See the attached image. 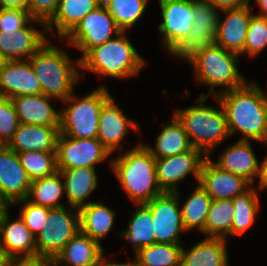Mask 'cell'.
Segmentation results:
<instances>
[{"mask_svg":"<svg viewBox=\"0 0 267 266\" xmlns=\"http://www.w3.org/2000/svg\"><path fill=\"white\" fill-rule=\"evenodd\" d=\"M3 62H4V60H3V58L0 55V69H1V66H2Z\"/></svg>","mask_w":267,"mask_h":266,"instance_id":"53","label":"cell"},{"mask_svg":"<svg viewBox=\"0 0 267 266\" xmlns=\"http://www.w3.org/2000/svg\"><path fill=\"white\" fill-rule=\"evenodd\" d=\"M111 154L97 138L74 139L59 134L56 146L57 169L96 168Z\"/></svg>","mask_w":267,"mask_h":266,"instance_id":"13","label":"cell"},{"mask_svg":"<svg viewBox=\"0 0 267 266\" xmlns=\"http://www.w3.org/2000/svg\"><path fill=\"white\" fill-rule=\"evenodd\" d=\"M152 213L155 243L182 244L181 233H186L175 193L164 192L144 203Z\"/></svg>","mask_w":267,"mask_h":266,"instance_id":"12","label":"cell"},{"mask_svg":"<svg viewBox=\"0 0 267 266\" xmlns=\"http://www.w3.org/2000/svg\"><path fill=\"white\" fill-rule=\"evenodd\" d=\"M31 179L22 167L17 152L4 146L0 150V198L10 207L26 199Z\"/></svg>","mask_w":267,"mask_h":266,"instance_id":"17","label":"cell"},{"mask_svg":"<svg viewBox=\"0 0 267 266\" xmlns=\"http://www.w3.org/2000/svg\"><path fill=\"white\" fill-rule=\"evenodd\" d=\"M17 204H22V208L19 211L20 218L36 237L47 225L48 213L51 208L35 205L27 199L19 200L13 203L11 207L16 206Z\"/></svg>","mask_w":267,"mask_h":266,"instance_id":"40","label":"cell"},{"mask_svg":"<svg viewBox=\"0 0 267 266\" xmlns=\"http://www.w3.org/2000/svg\"><path fill=\"white\" fill-rule=\"evenodd\" d=\"M9 209L0 217V251L10 258L37 255L36 237L20 216L10 220Z\"/></svg>","mask_w":267,"mask_h":266,"instance_id":"21","label":"cell"},{"mask_svg":"<svg viewBox=\"0 0 267 266\" xmlns=\"http://www.w3.org/2000/svg\"><path fill=\"white\" fill-rule=\"evenodd\" d=\"M41 85L28 60L4 61L0 69V97L39 95Z\"/></svg>","mask_w":267,"mask_h":266,"instance_id":"19","label":"cell"},{"mask_svg":"<svg viewBox=\"0 0 267 266\" xmlns=\"http://www.w3.org/2000/svg\"><path fill=\"white\" fill-rule=\"evenodd\" d=\"M135 209L128 220L125 230L119 231V238L131 243L133 252L155 243L154 222L151 210L143 204H134Z\"/></svg>","mask_w":267,"mask_h":266,"instance_id":"31","label":"cell"},{"mask_svg":"<svg viewBox=\"0 0 267 266\" xmlns=\"http://www.w3.org/2000/svg\"><path fill=\"white\" fill-rule=\"evenodd\" d=\"M64 182L65 195L69 207L80 209L91 203L87 200L98 187L95 168L57 169Z\"/></svg>","mask_w":267,"mask_h":266,"instance_id":"25","label":"cell"},{"mask_svg":"<svg viewBox=\"0 0 267 266\" xmlns=\"http://www.w3.org/2000/svg\"><path fill=\"white\" fill-rule=\"evenodd\" d=\"M80 231L100 244L109 235L116 218L115 211L101 200L91 202L79 209Z\"/></svg>","mask_w":267,"mask_h":266,"instance_id":"30","label":"cell"},{"mask_svg":"<svg viewBox=\"0 0 267 266\" xmlns=\"http://www.w3.org/2000/svg\"><path fill=\"white\" fill-rule=\"evenodd\" d=\"M259 191L252 185L247 191L232 199L235 207L231 236L243 235L255 224L260 207Z\"/></svg>","mask_w":267,"mask_h":266,"instance_id":"34","label":"cell"},{"mask_svg":"<svg viewBox=\"0 0 267 266\" xmlns=\"http://www.w3.org/2000/svg\"><path fill=\"white\" fill-rule=\"evenodd\" d=\"M32 16L28 10L19 8H1L0 9V31L18 30L25 27Z\"/></svg>","mask_w":267,"mask_h":266,"instance_id":"42","label":"cell"},{"mask_svg":"<svg viewBox=\"0 0 267 266\" xmlns=\"http://www.w3.org/2000/svg\"><path fill=\"white\" fill-rule=\"evenodd\" d=\"M9 266H53V259L43 255L11 257Z\"/></svg>","mask_w":267,"mask_h":266,"instance_id":"44","label":"cell"},{"mask_svg":"<svg viewBox=\"0 0 267 266\" xmlns=\"http://www.w3.org/2000/svg\"><path fill=\"white\" fill-rule=\"evenodd\" d=\"M64 182L59 171L54 174L31 181L27 200L48 208H60L64 205L60 199L64 195Z\"/></svg>","mask_w":267,"mask_h":266,"instance_id":"33","label":"cell"},{"mask_svg":"<svg viewBox=\"0 0 267 266\" xmlns=\"http://www.w3.org/2000/svg\"><path fill=\"white\" fill-rule=\"evenodd\" d=\"M106 252L104 251L100 257L98 258L96 264L94 266H138V263H137V260L136 258H134L133 260L134 261H127V262H124V263H118V262H113L111 261L110 257H105V254Z\"/></svg>","mask_w":267,"mask_h":266,"instance_id":"47","label":"cell"},{"mask_svg":"<svg viewBox=\"0 0 267 266\" xmlns=\"http://www.w3.org/2000/svg\"><path fill=\"white\" fill-rule=\"evenodd\" d=\"M162 22L157 26L161 43L168 53L191 34L193 0H159Z\"/></svg>","mask_w":267,"mask_h":266,"instance_id":"14","label":"cell"},{"mask_svg":"<svg viewBox=\"0 0 267 266\" xmlns=\"http://www.w3.org/2000/svg\"><path fill=\"white\" fill-rule=\"evenodd\" d=\"M208 96H200L195 105L175 109L172 113L185 129L193 147L211 156L214 149L231 138L227 126L225 112L217 98L218 108L205 104Z\"/></svg>","mask_w":267,"mask_h":266,"instance_id":"5","label":"cell"},{"mask_svg":"<svg viewBox=\"0 0 267 266\" xmlns=\"http://www.w3.org/2000/svg\"><path fill=\"white\" fill-rule=\"evenodd\" d=\"M11 258L0 251V266H9Z\"/></svg>","mask_w":267,"mask_h":266,"instance_id":"50","label":"cell"},{"mask_svg":"<svg viewBox=\"0 0 267 266\" xmlns=\"http://www.w3.org/2000/svg\"><path fill=\"white\" fill-rule=\"evenodd\" d=\"M267 48V16L252 14L244 51L240 55L257 58Z\"/></svg>","mask_w":267,"mask_h":266,"instance_id":"39","label":"cell"},{"mask_svg":"<svg viewBox=\"0 0 267 266\" xmlns=\"http://www.w3.org/2000/svg\"><path fill=\"white\" fill-rule=\"evenodd\" d=\"M20 124L10 98L0 97V142L7 146Z\"/></svg>","mask_w":267,"mask_h":266,"instance_id":"41","label":"cell"},{"mask_svg":"<svg viewBox=\"0 0 267 266\" xmlns=\"http://www.w3.org/2000/svg\"><path fill=\"white\" fill-rule=\"evenodd\" d=\"M104 251L102 244L79 231L53 259V266H94Z\"/></svg>","mask_w":267,"mask_h":266,"instance_id":"27","label":"cell"},{"mask_svg":"<svg viewBox=\"0 0 267 266\" xmlns=\"http://www.w3.org/2000/svg\"><path fill=\"white\" fill-rule=\"evenodd\" d=\"M207 157L202 150L192 147L180 154L155 159L157 181L161 190L168 193L179 191L180 182L189 174L199 183L201 167Z\"/></svg>","mask_w":267,"mask_h":266,"instance_id":"11","label":"cell"},{"mask_svg":"<svg viewBox=\"0 0 267 266\" xmlns=\"http://www.w3.org/2000/svg\"><path fill=\"white\" fill-rule=\"evenodd\" d=\"M4 146H5V145L2 144V143L0 142V150H1Z\"/></svg>","mask_w":267,"mask_h":266,"instance_id":"54","label":"cell"},{"mask_svg":"<svg viewBox=\"0 0 267 266\" xmlns=\"http://www.w3.org/2000/svg\"><path fill=\"white\" fill-rule=\"evenodd\" d=\"M256 81L217 95L225 112L230 137L241 132L239 140L260 142L267 129V97Z\"/></svg>","mask_w":267,"mask_h":266,"instance_id":"1","label":"cell"},{"mask_svg":"<svg viewBox=\"0 0 267 266\" xmlns=\"http://www.w3.org/2000/svg\"><path fill=\"white\" fill-rule=\"evenodd\" d=\"M60 0H27V10L33 19H38L47 24L59 6Z\"/></svg>","mask_w":267,"mask_h":266,"instance_id":"43","label":"cell"},{"mask_svg":"<svg viewBox=\"0 0 267 266\" xmlns=\"http://www.w3.org/2000/svg\"><path fill=\"white\" fill-rule=\"evenodd\" d=\"M239 56L241 55L214 43L190 61L196 83L209 88L208 94L202 92L200 96H217L247 82L237 66ZM216 87H221L218 92Z\"/></svg>","mask_w":267,"mask_h":266,"instance_id":"6","label":"cell"},{"mask_svg":"<svg viewBox=\"0 0 267 266\" xmlns=\"http://www.w3.org/2000/svg\"><path fill=\"white\" fill-rule=\"evenodd\" d=\"M212 162L220 169L241 176L254 185L259 170V160L254 153L251 141L237 140L219 154Z\"/></svg>","mask_w":267,"mask_h":266,"instance_id":"22","label":"cell"},{"mask_svg":"<svg viewBox=\"0 0 267 266\" xmlns=\"http://www.w3.org/2000/svg\"><path fill=\"white\" fill-rule=\"evenodd\" d=\"M258 186L255 188L260 192L267 189V154L265 158L259 163V170H258Z\"/></svg>","mask_w":267,"mask_h":266,"instance_id":"46","label":"cell"},{"mask_svg":"<svg viewBox=\"0 0 267 266\" xmlns=\"http://www.w3.org/2000/svg\"><path fill=\"white\" fill-rule=\"evenodd\" d=\"M150 0H102V5L122 31L133 28L146 11Z\"/></svg>","mask_w":267,"mask_h":266,"instance_id":"36","label":"cell"},{"mask_svg":"<svg viewBox=\"0 0 267 266\" xmlns=\"http://www.w3.org/2000/svg\"><path fill=\"white\" fill-rule=\"evenodd\" d=\"M184 244L154 243L135 254L138 266H181Z\"/></svg>","mask_w":267,"mask_h":266,"instance_id":"37","label":"cell"},{"mask_svg":"<svg viewBox=\"0 0 267 266\" xmlns=\"http://www.w3.org/2000/svg\"><path fill=\"white\" fill-rule=\"evenodd\" d=\"M212 3L220 11L226 9L240 8L247 4H251L250 0H207Z\"/></svg>","mask_w":267,"mask_h":266,"instance_id":"45","label":"cell"},{"mask_svg":"<svg viewBox=\"0 0 267 266\" xmlns=\"http://www.w3.org/2000/svg\"><path fill=\"white\" fill-rule=\"evenodd\" d=\"M17 154L31 181L50 176L58 171L56 151H25Z\"/></svg>","mask_w":267,"mask_h":266,"instance_id":"38","label":"cell"},{"mask_svg":"<svg viewBox=\"0 0 267 266\" xmlns=\"http://www.w3.org/2000/svg\"><path fill=\"white\" fill-rule=\"evenodd\" d=\"M9 206L0 198V217Z\"/></svg>","mask_w":267,"mask_h":266,"instance_id":"51","label":"cell"},{"mask_svg":"<svg viewBox=\"0 0 267 266\" xmlns=\"http://www.w3.org/2000/svg\"><path fill=\"white\" fill-rule=\"evenodd\" d=\"M79 231V209L65 206L50 209L47 225L36 236L37 255L54 259Z\"/></svg>","mask_w":267,"mask_h":266,"instance_id":"9","label":"cell"},{"mask_svg":"<svg viewBox=\"0 0 267 266\" xmlns=\"http://www.w3.org/2000/svg\"><path fill=\"white\" fill-rule=\"evenodd\" d=\"M199 184L212 200L233 199L252 186L245 178L220 169L211 156L203 161Z\"/></svg>","mask_w":267,"mask_h":266,"instance_id":"18","label":"cell"},{"mask_svg":"<svg viewBox=\"0 0 267 266\" xmlns=\"http://www.w3.org/2000/svg\"><path fill=\"white\" fill-rule=\"evenodd\" d=\"M42 29H38L35 24ZM42 30V31H41ZM46 24L32 19L22 29L0 31V55L4 61L28 60L49 39Z\"/></svg>","mask_w":267,"mask_h":266,"instance_id":"15","label":"cell"},{"mask_svg":"<svg viewBox=\"0 0 267 266\" xmlns=\"http://www.w3.org/2000/svg\"><path fill=\"white\" fill-rule=\"evenodd\" d=\"M255 3H257L260 10V12H256V14L267 16V0H255Z\"/></svg>","mask_w":267,"mask_h":266,"instance_id":"49","label":"cell"},{"mask_svg":"<svg viewBox=\"0 0 267 266\" xmlns=\"http://www.w3.org/2000/svg\"><path fill=\"white\" fill-rule=\"evenodd\" d=\"M227 241L220 237H205L190 249L183 246L181 266H229Z\"/></svg>","mask_w":267,"mask_h":266,"instance_id":"28","label":"cell"},{"mask_svg":"<svg viewBox=\"0 0 267 266\" xmlns=\"http://www.w3.org/2000/svg\"><path fill=\"white\" fill-rule=\"evenodd\" d=\"M220 10L207 0H193L191 34L183 38L169 54L190 62L199 53L214 44Z\"/></svg>","mask_w":267,"mask_h":266,"instance_id":"8","label":"cell"},{"mask_svg":"<svg viewBox=\"0 0 267 266\" xmlns=\"http://www.w3.org/2000/svg\"><path fill=\"white\" fill-rule=\"evenodd\" d=\"M75 93L62 101L65 107L60 109V134L74 139L97 138L100 110L112 95L104 85L86 96Z\"/></svg>","mask_w":267,"mask_h":266,"instance_id":"7","label":"cell"},{"mask_svg":"<svg viewBox=\"0 0 267 266\" xmlns=\"http://www.w3.org/2000/svg\"><path fill=\"white\" fill-rule=\"evenodd\" d=\"M225 18L219 16L215 44L224 49L241 54L244 51L248 26L252 16V6L222 10Z\"/></svg>","mask_w":267,"mask_h":266,"instance_id":"20","label":"cell"},{"mask_svg":"<svg viewBox=\"0 0 267 266\" xmlns=\"http://www.w3.org/2000/svg\"><path fill=\"white\" fill-rule=\"evenodd\" d=\"M102 4V0H60L56 14L46 24L47 33H55L60 41L86 17Z\"/></svg>","mask_w":267,"mask_h":266,"instance_id":"26","label":"cell"},{"mask_svg":"<svg viewBox=\"0 0 267 266\" xmlns=\"http://www.w3.org/2000/svg\"><path fill=\"white\" fill-rule=\"evenodd\" d=\"M109 165L133 204L147 203L164 193L157 181L155 158L141 142L118 153Z\"/></svg>","mask_w":267,"mask_h":266,"instance_id":"2","label":"cell"},{"mask_svg":"<svg viewBox=\"0 0 267 266\" xmlns=\"http://www.w3.org/2000/svg\"><path fill=\"white\" fill-rule=\"evenodd\" d=\"M196 184V187L190 192L184 203H181L180 197L182 198V196L180 192H174L179 197L182 221L187 232L194 229L201 232L204 229L207 214L212 203V198L206 190L199 183Z\"/></svg>","mask_w":267,"mask_h":266,"instance_id":"32","label":"cell"},{"mask_svg":"<svg viewBox=\"0 0 267 266\" xmlns=\"http://www.w3.org/2000/svg\"><path fill=\"white\" fill-rule=\"evenodd\" d=\"M127 31H122L102 45L92 48L81 60V72L97 73L101 77L129 79L140 74L145 59L138 53L127 37ZM84 70V71H82Z\"/></svg>","mask_w":267,"mask_h":266,"instance_id":"4","label":"cell"},{"mask_svg":"<svg viewBox=\"0 0 267 266\" xmlns=\"http://www.w3.org/2000/svg\"><path fill=\"white\" fill-rule=\"evenodd\" d=\"M114 100L111 96L100 110L97 135V139L110 154L125 151L121 143L128 135L129 129L138 132L140 129V125L126 116L121 108L122 105L120 106Z\"/></svg>","mask_w":267,"mask_h":266,"instance_id":"16","label":"cell"},{"mask_svg":"<svg viewBox=\"0 0 267 266\" xmlns=\"http://www.w3.org/2000/svg\"><path fill=\"white\" fill-rule=\"evenodd\" d=\"M59 134V127L20 123L7 146L17 153L56 151Z\"/></svg>","mask_w":267,"mask_h":266,"instance_id":"24","label":"cell"},{"mask_svg":"<svg viewBox=\"0 0 267 266\" xmlns=\"http://www.w3.org/2000/svg\"><path fill=\"white\" fill-rule=\"evenodd\" d=\"M2 8H19L27 10V0H0Z\"/></svg>","mask_w":267,"mask_h":266,"instance_id":"48","label":"cell"},{"mask_svg":"<svg viewBox=\"0 0 267 266\" xmlns=\"http://www.w3.org/2000/svg\"><path fill=\"white\" fill-rule=\"evenodd\" d=\"M28 61L40 82L41 94L61 102L75 91L76 84L83 79L80 59L72 61L66 50L56 47L49 40Z\"/></svg>","mask_w":267,"mask_h":266,"instance_id":"3","label":"cell"},{"mask_svg":"<svg viewBox=\"0 0 267 266\" xmlns=\"http://www.w3.org/2000/svg\"><path fill=\"white\" fill-rule=\"evenodd\" d=\"M158 132L154 147L142 142L155 159L180 154L193 147L182 124L173 114L172 121L162 124Z\"/></svg>","mask_w":267,"mask_h":266,"instance_id":"29","label":"cell"},{"mask_svg":"<svg viewBox=\"0 0 267 266\" xmlns=\"http://www.w3.org/2000/svg\"><path fill=\"white\" fill-rule=\"evenodd\" d=\"M121 32L113 17L101 4L84 17L63 40L82 52L79 57L81 60L92 48L102 45Z\"/></svg>","mask_w":267,"mask_h":266,"instance_id":"10","label":"cell"},{"mask_svg":"<svg viewBox=\"0 0 267 266\" xmlns=\"http://www.w3.org/2000/svg\"><path fill=\"white\" fill-rule=\"evenodd\" d=\"M20 123L60 127V111L55 110L51 100L43 94L20 95L11 98Z\"/></svg>","mask_w":267,"mask_h":266,"instance_id":"23","label":"cell"},{"mask_svg":"<svg viewBox=\"0 0 267 266\" xmlns=\"http://www.w3.org/2000/svg\"><path fill=\"white\" fill-rule=\"evenodd\" d=\"M260 143H262V144L264 143L267 147V129H266V132L264 133L263 138L261 139Z\"/></svg>","mask_w":267,"mask_h":266,"instance_id":"52","label":"cell"},{"mask_svg":"<svg viewBox=\"0 0 267 266\" xmlns=\"http://www.w3.org/2000/svg\"><path fill=\"white\" fill-rule=\"evenodd\" d=\"M234 211L232 199L212 200L201 233L206 237H220L227 240V237L231 235Z\"/></svg>","mask_w":267,"mask_h":266,"instance_id":"35","label":"cell"}]
</instances>
